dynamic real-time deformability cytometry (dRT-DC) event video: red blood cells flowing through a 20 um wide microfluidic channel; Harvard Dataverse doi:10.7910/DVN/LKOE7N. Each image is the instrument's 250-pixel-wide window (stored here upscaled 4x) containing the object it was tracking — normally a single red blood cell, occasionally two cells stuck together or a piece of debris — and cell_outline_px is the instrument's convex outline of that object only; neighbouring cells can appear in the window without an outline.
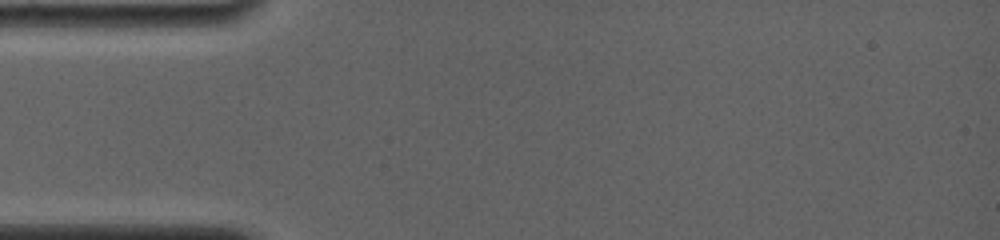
{"species": "common noctule bat (a hibernating species)", "species_latin": "Nyctalus noctula", "temperature_condition": "room temperature", "stored_images_in_passage": 1, "camera_frame_rate_fps": 4000, "um_per_image_px": 0.085, "animal": {"sex": "female", "body_mass_g": 19.0, "forearm_length_mm": 56.7}, "frame": {"image": 1, "passage_image": 1, "time_ms": 0.0, "image_size_px": [1000, 240], "cell_outline_px": [[608, 172], [600, 196], [540, 184], [540, 176], [556, 164]], "centroid_in_image_um": [48.87, 15.23], "position_along_channel_um": 36.1, "area_um2": 10.23}}